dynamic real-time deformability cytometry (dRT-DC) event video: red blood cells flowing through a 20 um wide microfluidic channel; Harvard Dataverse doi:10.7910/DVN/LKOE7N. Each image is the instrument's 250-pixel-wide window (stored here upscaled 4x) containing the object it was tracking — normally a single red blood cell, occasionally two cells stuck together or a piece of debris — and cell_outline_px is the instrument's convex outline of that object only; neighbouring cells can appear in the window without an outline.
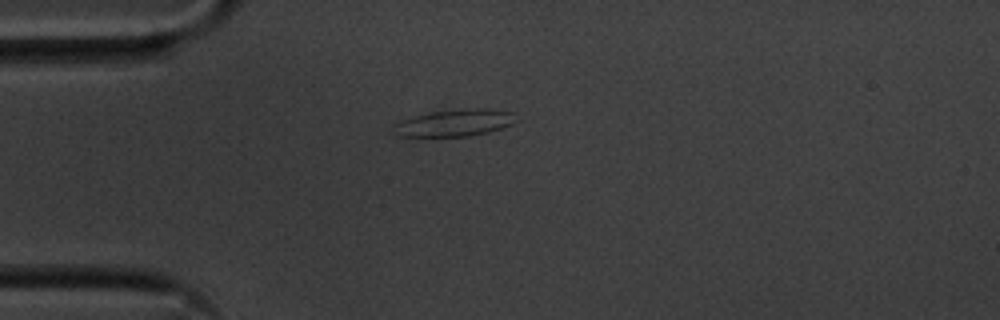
{"species": "common noctule bat (a hibernating species)", "species_latin": "Nyctalus noctula", "temperature_condition": "cold", "stored_images_in_passage": 42, "camera_frame_rate_fps": 3000, "um_per_image_px": 0.085, "animal": {"sex": "male", "body_mass_g": 20.1, "forearm_length_mm": 53.5}, "frame": {"image": 1, "passage_image": 1, "time_ms": 0.0, "image_size_px": [1000, 320], "cell_outline_px": [[516, 120], [512, 124], [488, 132], [468, 136], [396, 136], [392, 132], [392, 128], [396, 124], [404, 120], [416, 116], [432, 112], [468, 108], [484, 108], [512, 112]], "centroid_in_image_um": [38.64, 10.45], "position_along_channel_um": 46.4, "area_um2": 18.9}}
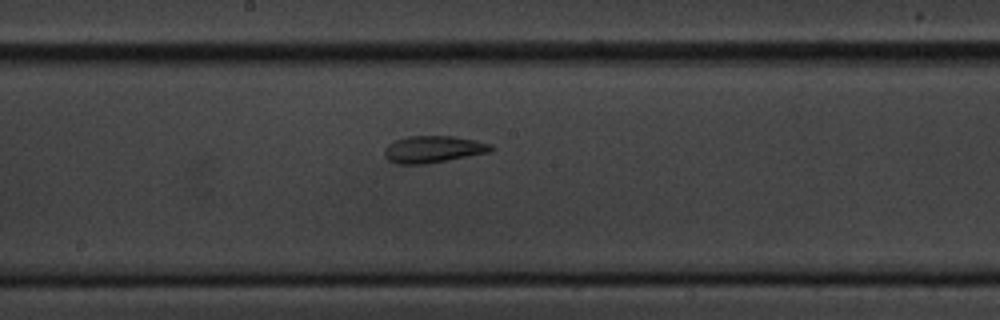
{"frame": {"image": 2, "passage_image": 16, "time_ms": 5.0, "image_size_px": [1000, 320], "cell_outline_px": [[496, 148], [492, 152], [448, 160], [424, 164], [396, 164], [388, 160], [384, 156], [384, 148], [388, 144], [396, 140], [408, 136], [452, 136], [476, 140], [492, 144]], "centroid_in_image_um": [36.85, 12.69], "position_along_channel_um": 211.3, "area_um2": 16.94}}
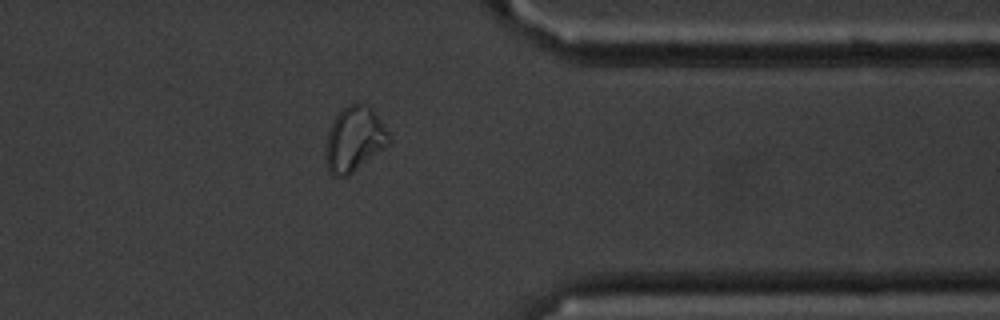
{"frame": {"image": 3, "passage_image": 31, "time_ms": 10.0, "image_size_px": [1000, 320], "cell_outline_px": [[388, 144], [352, 172], [344, 176], [332, 176], [328, 168], [324, 156], [324, 152], [328, 132], [336, 116], [348, 104], [356, 100], [372, 108], [388, 132]], "centroid_in_image_um": [30.07, 11.8], "position_along_channel_um": 381.3, "area_um2": 23.47}, "authors_computed_cell_mechanics": {"area_um2": 17.0221, "velocity_mm_per_s": 3.5909, "shape_relaxation_time_tau1_ms": null, "shape_relaxation_time_tau2_ms": 1.8674, "deformation_change_tau1": null, "deformation_change_tau2": 0.0923}}